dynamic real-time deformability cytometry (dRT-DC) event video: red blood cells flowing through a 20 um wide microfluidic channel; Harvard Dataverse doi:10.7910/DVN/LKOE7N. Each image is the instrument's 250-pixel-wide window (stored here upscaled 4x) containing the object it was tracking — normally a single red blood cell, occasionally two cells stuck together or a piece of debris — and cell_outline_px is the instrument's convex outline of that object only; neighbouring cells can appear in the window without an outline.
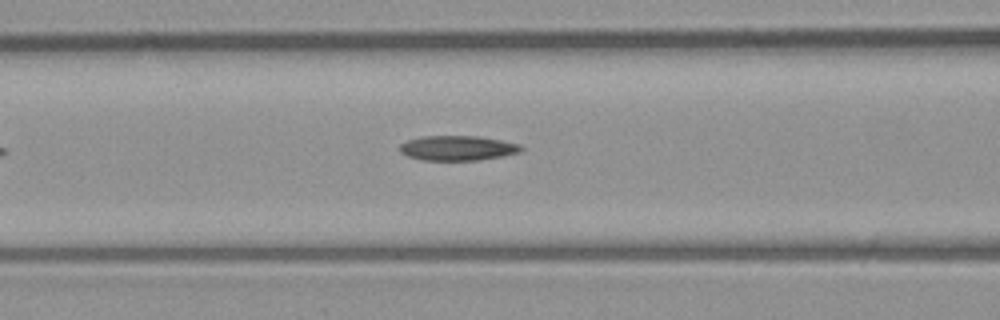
{"species": "common noctule bat (a hibernating species)", "species_latin": "Nyctalus noctula", "temperature_condition": "room temperature", "stored_images_in_passage": 5, "camera_frame_rate_fps": 3000, "um_per_image_px": 0.085, "animal": {"sex": "male", "body_mass_g": 23.1, "forearm_length_mm": 52.7}, "frame": {"image": 1, "passage_image": 5, "time_ms": 5.667, "image_size_px": [1000, 320], "cell_outline_px": [[524, 148], [520, 152], [480, 160], [424, 160], [408, 156], [400, 152], [400, 144], [408, 140], [420, 136], [480, 136], [520, 144]], "centroid_in_image_um": [38.89, 12.58], "position_along_channel_um": 127.7, "area_um2": 17.51}}